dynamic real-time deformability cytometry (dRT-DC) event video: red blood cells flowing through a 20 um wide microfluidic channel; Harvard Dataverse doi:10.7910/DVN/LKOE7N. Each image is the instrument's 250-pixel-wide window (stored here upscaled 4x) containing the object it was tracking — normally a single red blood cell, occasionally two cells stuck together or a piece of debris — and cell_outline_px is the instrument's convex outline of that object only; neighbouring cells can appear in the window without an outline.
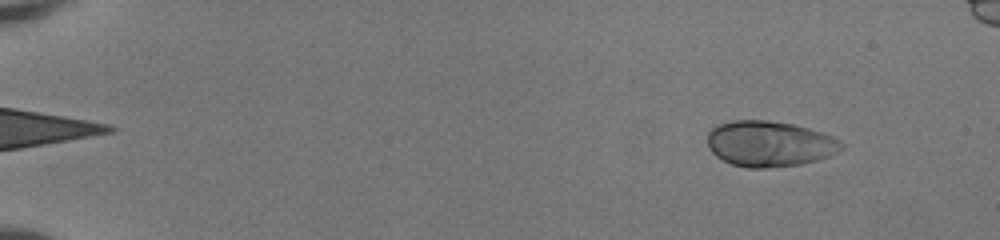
{"species": "human", "species_latin": "Homo sapiens", "temperature_condition": "room temperature", "stored_images_in_passage": 50, "camera_frame_rate_fps": 3000, "um_per_image_px": 0.085, "donor": {"sex": "female"}, "frame": {"image": 1, "passage_image": 5, "time_ms": 1.333, "image_size_px": [1000, 240], "cell_outline_px": [[848, 144], [844, 148], [828, 156], [816, 160], [800, 164], [764, 168], [748, 168], [732, 164], [716, 156], [708, 148], [708, 132], [712, 128], [720, 124], [732, 120], [768, 120], [792, 124], [808, 128], [832, 136]], "centroid_in_image_um": [65.42, 12.22], "position_along_channel_um": 19.6, "area_um2": 35.66}}
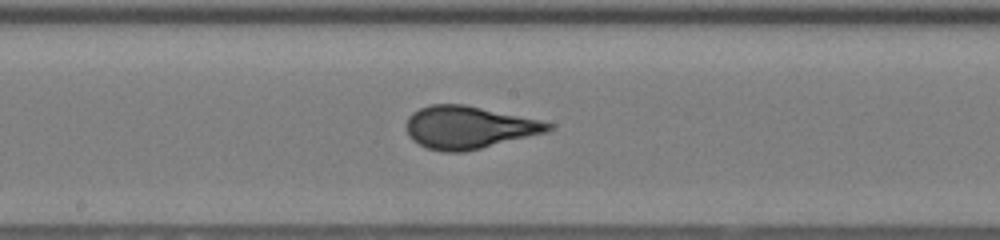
{"frame": {"image": 2, "passage_image": 29, "time_ms": 9.333, "image_size_px": [1000, 240], "cell_outline_px": [[556, 128], [548, 132], [464, 152], [444, 152], [428, 148], [412, 140], [408, 136], [408, 116], [412, 112], [420, 108], [432, 104], [464, 104], [540, 120], [556, 124]], "centroid_in_image_um": [39.89, 10.83], "position_along_channel_um": 208.3, "area_um2": 35.14}}
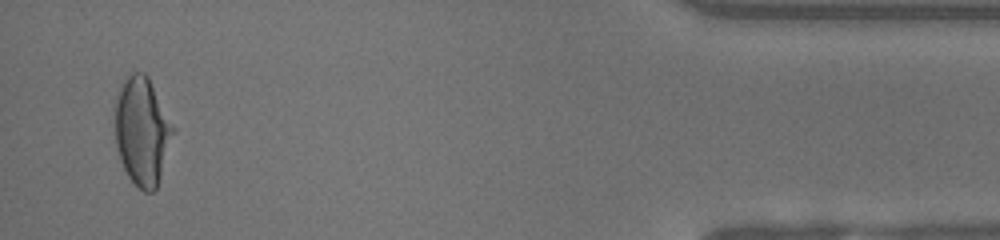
{"frame": {"image": 3, "passage_image": 49, "time_ms": 16.0, "image_size_px": [1000, 240], "cell_outline_px": [[172, 132], [160, 176], [156, 188], [152, 192], [144, 192], [128, 176], [120, 160], [116, 144], [112, 108], [116, 96], [124, 76], [132, 72], [144, 72], [148, 76], [172, 128]], "centroid_in_image_um": [11.97, 11.09], "position_along_channel_um": 423.2, "area_um2": 35.95}, "authors_computed_cell_mechanics": {"area_um2": 34.9112, "velocity_mm_per_s": 4.1457, "shape_relaxation_time_tau1_ms": 7.0417, "shape_relaxation_time_tau2_ms": null, "deformation_change_tau1": 0.2688, "deformation_change_tau2": null}}